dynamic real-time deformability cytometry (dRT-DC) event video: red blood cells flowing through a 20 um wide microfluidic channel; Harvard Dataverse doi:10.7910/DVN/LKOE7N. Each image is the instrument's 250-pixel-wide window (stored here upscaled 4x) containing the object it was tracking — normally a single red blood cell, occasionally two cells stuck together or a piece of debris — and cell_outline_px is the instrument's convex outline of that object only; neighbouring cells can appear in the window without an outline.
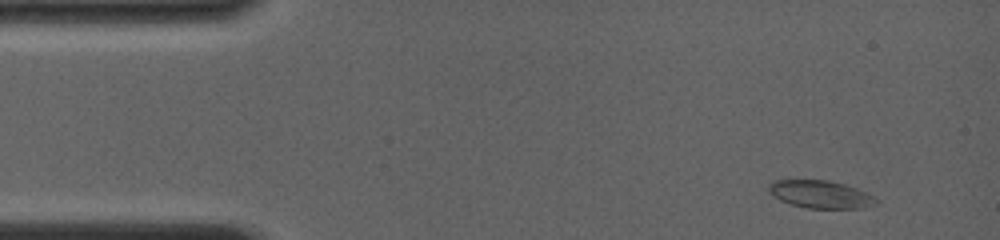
{"species": "common noctule bat (a hibernating species)", "species_latin": "Nyctalus noctula", "temperature_condition": "room temperature", "stored_images_in_passage": 30, "camera_frame_rate_fps": 4000, "um_per_image_px": 0.085, "animal": {"sex": "female", "body_mass_g": 19.0, "forearm_length_mm": 56.7}, "frame": {"image": 1, "passage_image": 1, "time_ms": 0.0, "image_size_px": [1000, 240], "cell_outline_px": [[880, 200], [876, 204], [864, 208], [808, 208], [788, 204], [772, 196], [768, 192], [768, 184], [772, 180], [828, 180], [844, 184], [856, 188]], "centroid_in_image_um": [69.7, 16.52], "position_along_channel_um": 15.3, "area_um2": 17.46}}
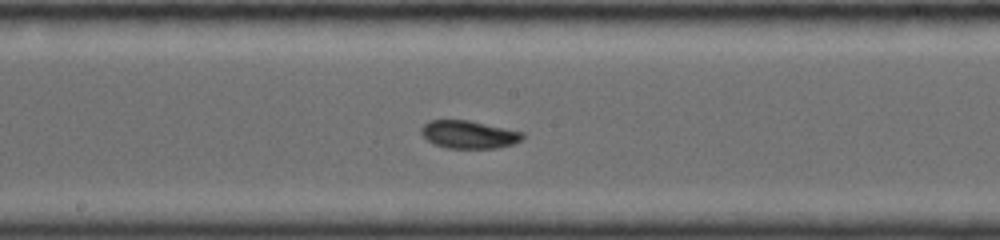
{"frame": {"image": 2, "passage_image": 18, "time_ms": 7.0, "image_size_px": [1000, 240], "cell_outline_px": [[524, 136], [520, 140], [512, 144], [496, 148], [448, 148], [436, 144], [428, 140], [420, 132], [420, 128], [428, 120], [468, 120], [524, 132]], "centroid_in_image_um": [39.84, 11.42], "position_along_channel_um": 208.4, "area_um2": 16.3}}
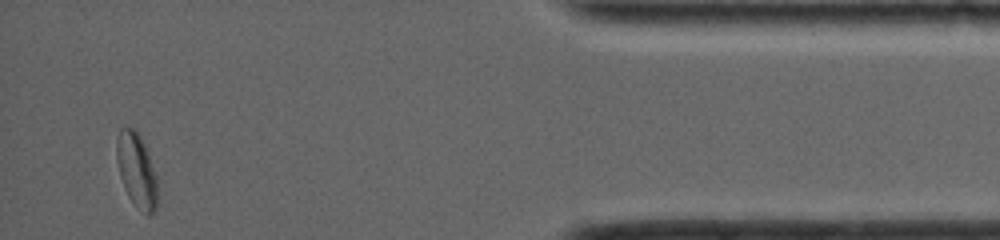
{"frame": {"image": 3, "passage_image": 30, "time_ms": 13.5, "image_size_px": [1000, 240], "cell_outline_px": [[156, 208], [148, 216], [128, 196], [124, 188], [120, 176], [116, 156], [116, 140], [120, 128], [132, 128], [140, 136], [148, 152], [156, 176]], "centroid_in_image_um": [11.59, 14.44], "position_along_channel_um": 423.6, "area_um2": 17.22}, "authors_computed_cell_mechanics": {"area_um2": 16.5886, "velocity_mm_per_s": 4.0353, "shape_relaxation_time_tau1_ms": 4.9945, "shape_relaxation_time_tau2_ms": null, "deformation_change_tau1": 0.1318, "deformation_change_tau2": null}}